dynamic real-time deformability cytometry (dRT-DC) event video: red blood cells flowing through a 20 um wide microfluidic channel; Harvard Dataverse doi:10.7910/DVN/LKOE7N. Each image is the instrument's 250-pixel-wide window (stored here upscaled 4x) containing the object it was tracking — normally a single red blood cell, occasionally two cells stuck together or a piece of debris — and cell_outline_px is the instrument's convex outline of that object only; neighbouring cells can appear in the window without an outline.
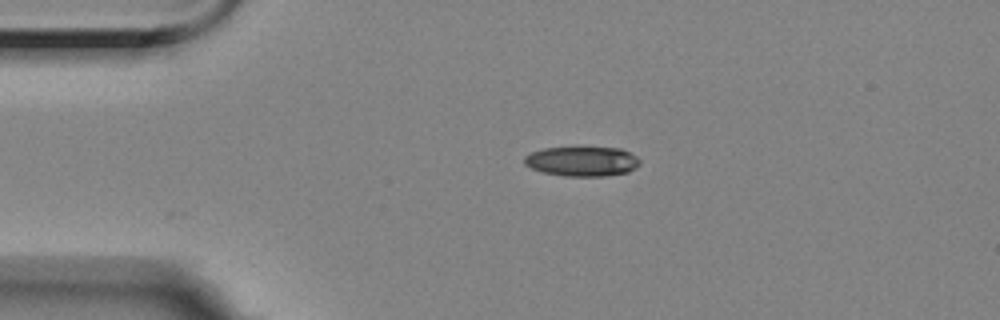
{"species": "Egyptian fruit bat (a non-hibernating species)", "species_latin": "Rousettus aegyptiacus", "temperature_condition": "room temperature", "stored_images_in_passage": 34, "camera_frame_rate_fps": 3000, "um_per_image_px": 0.085, "animal": {"sex": "female"}, "frame": {"image": 1, "passage_image": 1, "time_ms": 0.0, "image_size_px": [1000, 320], "cell_outline_px": [[640, 164], [636, 168], [628, 172], [604, 176], [564, 176], [544, 172], [532, 168], [524, 164], [524, 156], [532, 152], [544, 148], [620, 148], [636, 156], [640, 160]], "centroid_in_image_um": [49.49, 13.72], "position_along_channel_um": 35.5, "area_um2": 19.83}}
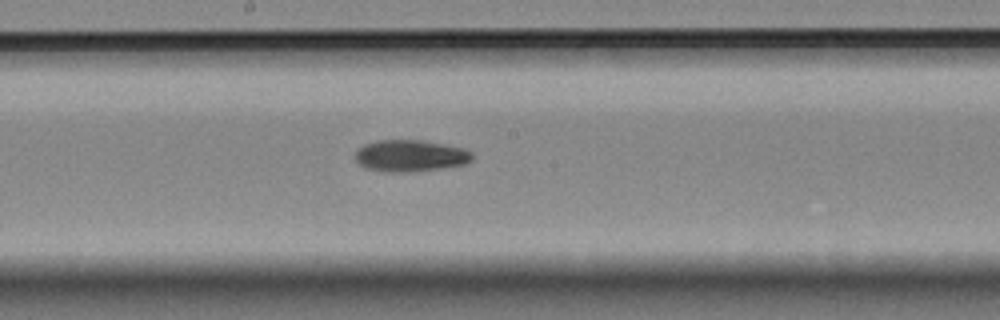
{"frame": {"image": 2, "passage_image": 19, "time_ms": 6.0, "image_size_px": [1000, 320], "cell_outline_px": [[472, 160], [464, 164], [444, 168], [416, 172], [380, 172], [364, 168], [356, 160], [356, 152], [364, 144], [376, 140], [420, 140], [464, 148], [472, 152]], "centroid_in_image_um": [34.87, 13.26], "position_along_channel_um": 213.3, "area_um2": 21.79}}
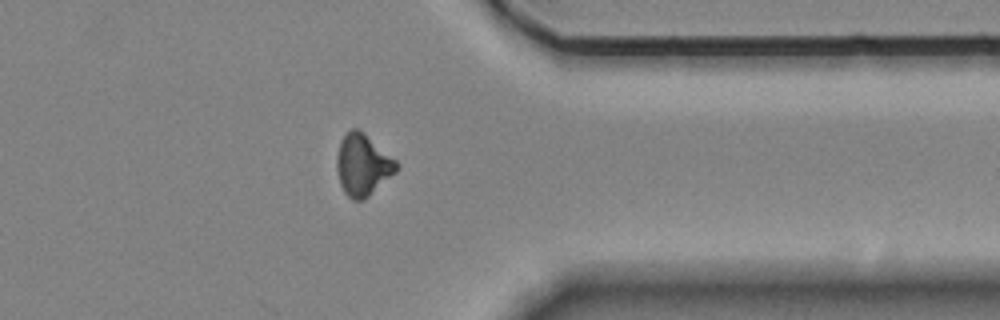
{"frame": {"image": 3, "passage_image": 34, "time_ms": 11.0, "image_size_px": [1000, 320], "cell_outline_px": [[400, 168], [396, 172], [364, 200], [352, 200], [344, 192], [340, 184], [336, 168], [336, 156], [340, 140], [352, 128], [360, 128], [396, 160], [400, 164]], "centroid_in_image_um": [30.84, 14.0], "position_along_channel_um": 380.6, "area_um2": 21.68}, "authors_computed_cell_mechanics": {"area_um2": 21.386, "velocity_mm_per_s": 3.5124, "shape_relaxation_time_tau1_ms": 5.7477, "shape_relaxation_time_tau2_ms": null, "deformation_change_tau1": 0.1774, "deformation_change_tau2": null}}